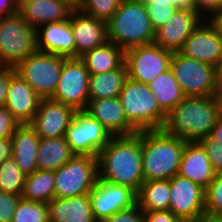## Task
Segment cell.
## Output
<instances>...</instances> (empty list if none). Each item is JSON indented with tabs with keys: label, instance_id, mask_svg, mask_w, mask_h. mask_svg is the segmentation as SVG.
I'll use <instances>...</instances> for the list:
<instances>
[{
	"label": "cell",
	"instance_id": "6da1fadb",
	"mask_svg": "<svg viewBox=\"0 0 222 222\" xmlns=\"http://www.w3.org/2000/svg\"><path fill=\"white\" fill-rule=\"evenodd\" d=\"M98 178L129 187L136 193L144 182L142 168V131L113 136L98 156Z\"/></svg>",
	"mask_w": 222,
	"mask_h": 222
},
{
	"label": "cell",
	"instance_id": "7a4b0ae2",
	"mask_svg": "<svg viewBox=\"0 0 222 222\" xmlns=\"http://www.w3.org/2000/svg\"><path fill=\"white\" fill-rule=\"evenodd\" d=\"M221 114L216 95L186 97L167 115L163 130L185 141L209 137Z\"/></svg>",
	"mask_w": 222,
	"mask_h": 222
},
{
	"label": "cell",
	"instance_id": "3957f363",
	"mask_svg": "<svg viewBox=\"0 0 222 222\" xmlns=\"http://www.w3.org/2000/svg\"><path fill=\"white\" fill-rule=\"evenodd\" d=\"M186 142L163 129L142 131L144 181L170 180L177 175Z\"/></svg>",
	"mask_w": 222,
	"mask_h": 222
},
{
	"label": "cell",
	"instance_id": "277c9868",
	"mask_svg": "<svg viewBox=\"0 0 222 222\" xmlns=\"http://www.w3.org/2000/svg\"><path fill=\"white\" fill-rule=\"evenodd\" d=\"M108 41L124 51L154 43L155 30L141 0H122L107 21Z\"/></svg>",
	"mask_w": 222,
	"mask_h": 222
},
{
	"label": "cell",
	"instance_id": "5b68a950",
	"mask_svg": "<svg viewBox=\"0 0 222 222\" xmlns=\"http://www.w3.org/2000/svg\"><path fill=\"white\" fill-rule=\"evenodd\" d=\"M118 97L128 122L138 132L163 128L166 114L147 84L127 78Z\"/></svg>",
	"mask_w": 222,
	"mask_h": 222
},
{
	"label": "cell",
	"instance_id": "8992f818",
	"mask_svg": "<svg viewBox=\"0 0 222 222\" xmlns=\"http://www.w3.org/2000/svg\"><path fill=\"white\" fill-rule=\"evenodd\" d=\"M37 51L36 29L17 11L0 17V66L15 68Z\"/></svg>",
	"mask_w": 222,
	"mask_h": 222
},
{
	"label": "cell",
	"instance_id": "52a82bcc",
	"mask_svg": "<svg viewBox=\"0 0 222 222\" xmlns=\"http://www.w3.org/2000/svg\"><path fill=\"white\" fill-rule=\"evenodd\" d=\"M54 192L57 198L89 194L98 179V160L92 156H73L54 171Z\"/></svg>",
	"mask_w": 222,
	"mask_h": 222
},
{
	"label": "cell",
	"instance_id": "ba28073f",
	"mask_svg": "<svg viewBox=\"0 0 222 222\" xmlns=\"http://www.w3.org/2000/svg\"><path fill=\"white\" fill-rule=\"evenodd\" d=\"M65 57L36 51L16 67L18 73L41 98H50L57 87Z\"/></svg>",
	"mask_w": 222,
	"mask_h": 222
},
{
	"label": "cell",
	"instance_id": "9c48e42d",
	"mask_svg": "<svg viewBox=\"0 0 222 222\" xmlns=\"http://www.w3.org/2000/svg\"><path fill=\"white\" fill-rule=\"evenodd\" d=\"M64 137L74 156L97 157L113 136L85 110H78L74 113Z\"/></svg>",
	"mask_w": 222,
	"mask_h": 222
},
{
	"label": "cell",
	"instance_id": "30bf717a",
	"mask_svg": "<svg viewBox=\"0 0 222 222\" xmlns=\"http://www.w3.org/2000/svg\"><path fill=\"white\" fill-rule=\"evenodd\" d=\"M170 68L186 97L217 94L214 67L173 52Z\"/></svg>",
	"mask_w": 222,
	"mask_h": 222
},
{
	"label": "cell",
	"instance_id": "8fae6325",
	"mask_svg": "<svg viewBox=\"0 0 222 222\" xmlns=\"http://www.w3.org/2000/svg\"><path fill=\"white\" fill-rule=\"evenodd\" d=\"M173 52L155 43L130 48L125 51L128 78L149 84L161 73L170 69Z\"/></svg>",
	"mask_w": 222,
	"mask_h": 222
},
{
	"label": "cell",
	"instance_id": "7c38bea8",
	"mask_svg": "<svg viewBox=\"0 0 222 222\" xmlns=\"http://www.w3.org/2000/svg\"><path fill=\"white\" fill-rule=\"evenodd\" d=\"M89 72L79 57L64 59L61 76L52 100L69 105L76 111L85 110L88 102Z\"/></svg>",
	"mask_w": 222,
	"mask_h": 222
},
{
	"label": "cell",
	"instance_id": "4fadbf2b",
	"mask_svg": "<svg viewBox=\"0 0 222 222\" xmlns=\"http://www.w3.org/2000/svg\"><path fill=\"white\" fill-rule=\"evenodd\" d=\"M171 211L182 222H200L205 213V189L178 174L169 180Z\"/></svg>",
	"mask_w": 222,
	"mask_h": 222
},
{
	"label": "cell",
	"instance_id": "5bb4252c",
	"mask_svg": "<svg viewBox=\"0 0 222 222\" xmlns=\"http://www.w3.org/2000/svg\"><path fill=\"white\" fill-rule=\"evenodd\" d=\"M89 201L94 219L105 221L118 211L134 207L137 197L136 192L129 187L98 178L89 193Z\"/></svg>",
	"mask_w": 222,
	"mask_h": 222
},
{
	"label": "cell",
	"instance_id": "9a60e30c",
	"mask_svg": "<svg viewBox=\"0 0 222 222\" xmlns=\"http://www.w3.org/2000/svg\"><path fill=\"white\" fill-rule=\"evenodd\" d=\"M75 112L76 110L69 105L51 98H43L29 124L40 138L62 137L65 136Z\"/></svg>",
	"mask_w": 222,
	"mask_h": 222
},
{
	"label": "cell",
	"instance_id": "2e32d148",
	"mask_svg": "<svg viewBox=\"0 0 222 222\" xmlns=\"http://www.w3.org/2000/svg\"><path fill=\"white\" fill-rule=\"evenodd\" d=\"M202 19L195 10L177 9L167 22L155 31L154 43L171 52H179Z\"/></svg>",
	"mask_w": 222,
	"mask_h": 222
},
{
	"label": "cell",
	"instance_id": "e0dca14e",
	"mask_svg": "<svg viewBox=\"0 0 222 222\" xmlns=\"http://www.w3.org/2000/svg\"><path fill=\"white\" fill-rule=\"evenodd\" d=\"M41 98L32 87L10 67V81L5 107L20 124H29L36 115Z\"/></svg>",
	"mask_w": 222,
	"mask_h": 222
},
{
	"label": "cell",
	"instance_id": "ac0fdd59",
	"mask_svg": "<svg viewBox=\"0 0 222 222\" xmlns=\"http://www.w3.org/2000/svg\"><path fill=\"white\" fill-rule=\"evenodd\" d=\"M204 22L205 20L190 34L179 53L215 67L222 54V35L207 21Z\"/></svg>",
	"mask_w": 222,
	"mask_h": 222
},
{
	"label": "cell",
	"instance_id": "d6986e66",
	"mask_svg": "<svg viewBox=\"0 0 222 222\" xmlns=\"http://www.w3.org/2000/svg\"><path fill=\"white\" fill-rule=\"evenodd\" d=\"M77 0H20L18 12L35 29L70 19Z\"/></svg>",
	"mask_w": 222,
	"mask_h": 222
},
{
	"label": "cell",
	"instance_id": "ffe728a7",
	"mask_svg": "<svg viewBox=\"0 0 222 222\" xmlns=\"http://www.w3.org/2000/svg\"><path fill=\"white\" fill-rule=\"evenodd\" d=\"M72 27L75 57L102 46L108 42L107 22L87 15L77 7L70 16Z\"/></svg>",
	"mask_w": 222,
	"mask_h": 222
},
{
	"label": "cell",
	"instance_id": "44dd1931",
	"mask_svg": "<svg viewBox=\"0 0 222 222\" xmlns=\"http://www.w3.org/2000/svg\"><path fill=\"white\" fill-rule=\"evenodd\" d=\"M85 111L98 120L112 136H127L138 132L128 122L119 97L89 100Z\"/></svg>",
	"mask_w": 222,
	"mask_h": 222
},
{
	"label": "cell",
	"instance_id": "7402d4cb",
	"mask_svg": "<svg viewBox=\"0 0 222 222\" xmlns=\"http://www.w3.org/2000/svg\"><path fill=\"white\" fill-rule=\"evenodd\" d=\"M178 175L193 181L205 190L216 173L204 147L198 141H187L181 157Z\"/></svg>",
	"mask_w": 222,
	"mask_h": 222
},
{
	"label": "cell",
	"instance_id": "603a6c76",
	"mask_svg": "<svg viewBox=\"0 0 222 222\" xmlns=\"http://www.w3.org/2000/svg\"><path fill=\"white\" fill-rule=\"evenodd\" d=\"M36 40L37 51L66 58L75 57V44L70 19L40 26L36 29Z\"/></svg>",
	"mask_w": 222,
	"mask_h": 222
},
{
	"label": "cell",
	"instance_id": "cb8c5ba5",
	"mask_svg": "<svg viewBox=\"0 0 222 222\" xmlns=\"http://www.w3.org/2000/svg\"><path fill=\"white\" fill-rule=\"evenodd\" d=\"M12 157L23 174L30 175L38 169L37 153L40 137L30 124H20L12 137Z\"/></svg>",
	"mask_w": 222,
	"mask_h": 222
},
{
	"label": "cell",
	"instance_id": "d4e9b609",
	"mask_svg": "<svg viewBox=\"0 0 222 222\" xmlns=\"http://www.w3.org/2000/svg\"><path fill=\"white\" fill-rule=\"evenodd\" d=\"M49 222H92L93 212L89 194L77 197L57 198L48 202Z\"/></svg>",
	"mask_w": 222,
	"mask_h": 222
},
{
	"label": "cell",
	"instance_id": "484cf974",
	"mask_svg": "<svg viewBox=\"0 0 222 222\" xmlns=\"http://www.w3.org/2000/svg\"><path fill=\"white\" fill-rule=\"evenodd\" d=\"M79 58L89 74H100L119 69L125 63V51L108 41L102 46L84 53Z\"/></svg>",
	"mask_w": 222,
	"mask_h": 222
},
{
	"label": "cell",
	"instance_id": "4316f807",
	"mask_svg": "<svg viewBox=\"0 0 222 222\" xmlns=\"http://www.w3.org/2000/svg\"><path fill=\"white\" fill-rule=\"evenodd\" d=\"M127 78L125 63L119 69L100 74H89V100L118 97Z\"/></svg>",
	"mask_w": 222,
	"mask_h": 222
},
{
	"label": "cell",
	"instance_id": "83f0119b",
	"mask_svg": "<svg viewBox=\"0 0 222 222\" xmlns=\"http://www.w3.org/2000/svg\"><path fill=\"white\" fill-rule=\"evenodd\" d=\"M73 156L64 136L40 138L37 153V166L39 170L56 171Z\"/></svg>",
	"mask_w": 222,
	"mask_h": 222
},
{
	"label": "cell",
	"instance_id": "f1b7e54d",
	"mask_svg": "<svg viewBox=\"0 0 222 222\" xmlns=\"http://www.w3.org/2000/svg\"><path fill=\"white\" fill-rule=\"evenodd\" d=\"M147 85L158 106L166 115L185 98L171 68L161 73Z\"/></svg>",
	"mask_w": 222,
	"mask_h": 222
},
{
	"label": "cell",
	"instance_id": "f546056e",
	"mask_svg": "<svg viewBox=\"0 0 222 222\" xmlns=\"http://www.w3.org/2000/svg\"><path fill=\"white\" fill-rule=\"evenodd\" d=\"M136 197L137 206L143 211L169 210V180L144 181Z\"/></svg>",
	"mask_w": 222,
	"mask_h": 222
},
{
	"label": "cell",
	"instance_id": "4dcf8cb0",
	"mask_svg": "<svg viewBox=\"0 0 222 222\" xmlns=\"http://www.w3.org/2000/svg\"><path fill=\"white\" fill-rule=\"evenodd\" d=\"M54 171L37 169L25 177L21 198L28 201L48 203L55 197Z\"/></svg>",
	"mask_w": 222,
	"mask_h": 222
},
{
	"label": "cell",
	"instance_id": "1f68e13d",
	"mask_svg": "<svg viewBox=\"0 0 222 222\" xmlns=\"http://www.w3.org/2000/svg\"><path fill=\"white\" fill-rule=\"evenodd\" d=\"M26 175L23 174L12 158L0 166V191L21 196L24 190Z\"/></svg>",
	"mask_w": 222,
	"mask_h": 222
},
{
	"label": "cell",
	"instance_id": "d6a6232c",
	"mask_svg": "<svg viewBox=\"0 0 222 222\" xmlns=\"http://www.w3.org/2000/svg\"><path fill=\"white\" fill-rule=\"evenodd\" d=\"M12 222H49L48 203L20 199Z\"/></svg>",
	"mask_w": 222,
	"mask_h": 222
},
{
	"label": "cell",
	"instance_id": "836d02e7",
	"mask_svg": "<svg viewBox=\"0 0 222 222\" xmlns=\"http://www.w3.org/2000/svg\"><path fill=\"white\" fill-rule=\"evenodd\" d=\"M122 0H77V8L87 15L107 22Z\"/></svg>",
	"mask_w": 222,
	"mask_h": 222
},
{
	"label": "cell",
	"instance_id": "e575fe53",
	"mask_svg": "<svg viewBox=\"0 0 222 222\" xmlns=\"http://www.w3.org/2000/svg\"><path fill=\"white\" fill-rule=\"evenodd\" d=\"M205 213L222 216V174H216L205 190Z\"/></svg>",
	"mask_w": 222,
	"mask_h": 222
},
{
	"label": "cell",
	"instance_id": "d590c367",
	"mask_svg": "<svg viewBox=\"0 0 222 222\" xmlns=\"http://www.w3.org/2000/svg\"><path fill=\"white\" fill-rule=\"evenodd\" d=\"M145 6L155 31L163 26L178 9L175 6H160L156 3L146 4Z\"/></svg>",
	"mask_w": 222,
	"mask_h": 222
},
{
	"label": "cell",
	"instance_id": "8d00e7d4",
	"mask_svg": "<svg viewBox=\"0 0 222 222\" xmlns=\"http://www.w3.org/2000/svg\"><path fill=\"white\" fill-rule=\"evenodd\" d=\"M206 150L216 174H222V143H217L209 137L198 141Z\"/></svg>",
	"mask_w": 222,
	"mask_h": 222
},
{
	"label": "cell",
	"instance_id": "74e56055",
	"mask_svg": "<svg viewBox=\"0 0 222 222\" xmlns=\"http://www.w3.org/2000/svg\"><path fill=\"white\" fill-rule=\"evenodd\" d=\"M21 196L0 191V222H12Z\"/></svg>",
	"mask_w": 222,
	"mask_h": 222
},
{
	"label": "cell",
	"instance_id": "f35d334b",
	"mask_svg": "<svg viewBox=\"0 0 222 222\" xmlns=\"http://www.w3.org/2000/svg\"><path fill=\"white\" fill-rule=\"evenodd\" d=\"M105 222H145L144 211L136 204L132 208L112 214Z\"/></svg>",
	"mask_w": 222,
	"mask_h": 222
},
{
	"label": "cell",
	"instance_id": "ab89813d",
	"mask_svg": "<svg viewBox=\"0 0 222 222\" xmlns=\"http://www.w3.org/2000/svg\"><path fill=\"white\" fill-rule=\"evenodd\" d=\"M19 125L6 107H0V139L12 137Z\"/></svg>",
	"mask_w": 222,
	"mask_h": 222
},
{
	"label": "cell",
	"instance_id": "60d3db41",
	"mask_svg": "<svg viewBox=\"0 0 222 222\" xmlns=\"http://www.w3.org/2000/svg\"><path fill=\"white\" fill-rule=\"evenodd\" d=\"M192 5L194 10L205 19L206 14L209 16V14L222 7V0H192Z\"/></svg>",
	"mask_w": 222,
	"mask_h": 222
},
{
	"label": "cell",
	"instance_id": "b9f144b4",
	"mask_svg": "<svg viewBox=\"0 0 222 222\" xmlns=\"http://www.w3.org/2000/svg\"><path fill=\"white\" fill-rule=\"evenodd\" d=\"M145 222H182L171 211H144Z\"/></svg>",
	"mask_w": 222,
	"mask_h": 222
},
{
	"label": "cell",
	"instance_id": "7bdbcfd3",
	"mask_svg": "<svg viewBox=\"0 0 222 222\" xmlns=\"http://www.w3.org/2000/svg\"><path fill=\"white\" fill-rule=\"evenodd\" d=\"M9 81L10 67L0 66V107H5Z\"/></svg>",
	"mask_w": 222,
	"mask_h": 222
},
{
	"label": "cell",
	"instance_id": "ee69618b",
	"mask_svg": "<svg viewBox=\"0 0 222 222\" xmlns=\"http://www.w3.org/2000/svg\"><path fill=\"white\" fill-rule=\"evenodd\" d=\"M145 5L156 3V5L160 6H175L178 9H189L194 10L192 5V0H141Z\"/></svg>",
	"mask_w": 222,
	"mask_h": 222
},
{
	"label": "cell",
	"instance_id": "f6af8a7d",
	"mask_svg": "<svg viewBox=\"0 0 222 222\" xmlns=\"http://www.w3.org/2000/svg\"><path fill=\"white\" fill-rule=\"evenodd\" d=\"M10 158H12L11 137L0 139V166L3 162Z\"/></svg>",
	"mask_w": 222,
	"mask_h": 222
},
{
	"label": "cell",
	"instance_id": "bcb514c9",
	"mask_svg": "<svg viewBox=\"0 0 222 222\" xmlns=\"http://www.w3.org/2000/svg\"><path fill=\"white\" fill-rule=\"evenodd\" d=\"M18 4L14 0H0V17L15 14Z\"/></svg>",
	"mask_w": 222,
	"mask_h": 222
},
{
	"label": "cell",
	"instance_id": "7dc6e473",
	"mask_svg": "<svg viewBox=\"0 0 222 222\" xmlns=\"http://www.w3.org/2000/svg\"><path fill=\"white\" fill-rule=\"evenodd\" d=\"M210 18L204 19L219 33L222 35V7L212 12Z\"/></svg>",
	"mask_w": 222,
	"mask_h": 222
},
{
	"label": "cell",
	"instance_id": "c3c4849f",
	"mask_svg": "<svg viewBox=\"0 0 222 222\" xmlns=\"http://www.w3.org/2000/svg\"><path fill=\"white\" fill-rule=\"evenodd\" d=\"M209 138L217 143H222V113L220 114L217 123L213 127Z\"/></svg>",
	"mask_w": 222,
	"mask_h": 222
},
{
	"label": "cell",
	"instance_id": "681fc988",
	"mask_svg": "<svg viewBox=\"0 0 222 222\" xmlns=\"http://www.w3.org/2000/svg\"><path fill=\"white\" fill-rule=\"evenodd\" d=\"M214 70H215L216 83L219 87L222 85V54L218 59L217 64L214 67Z\"/></svg>",
	"mask_w": 222,
	"mask_h": 222
},
{
	"label": "cell",
	"instance_id": "f907efd6",
	"mask_svg": "<svg viewBox=\"0 0 222 222\" xmlns=\"http://www.w3.org/2000/svg\"><path fill=\"white\" fill-rule=\"evenodd\" d=\"M200 222H222V216H214L205 214L201 219Z\"/></svg>",
	"mask_w": 222,
	"mask_h": 222
},
{
	"label": "cell",
	"instance_id": "816d5d0a",
	"mask_svg": "<svg viewBox=\"0 0 222 222\" xmlns=\"http://www.w3.org/2000/svg\"><path fill=\"white\" fill-rule=\"evenodd\" d=\"M216 97L218 99L220 110H221V113H222V85L218 87Z\"/></svg>",
	"mask_w": 222,
	"mask_h": 222
},
{
	"label": "cell",
	"instance_id": "f5cc1de1",
	"mask_svg": "<svg viewBox=\"0 0 222 222\" xmlns=\"http://www.w3.org/2000/svg\"><path fill=\"white\" fill-rule=\"evenodd\" d=\"M92 222H105V221L94 219Z\"/></svg>",
	"mask_w": 222,
	"mask_h": 222
},
{
	"label": "cell",
	"instance_id": "db71d44e",
	"mask_svg": "<svg viewBox=\"0 0 222 222\" xmlns=\"http://www.w3.org/2000/svg\"><path fill=\"white\" fill-rule=\"evenodd\" d=\"M17 4H19L20 0H14Z\"/></svg>",
	"mask_w": 222,
	"mask_h": 222
}]
</instances>
